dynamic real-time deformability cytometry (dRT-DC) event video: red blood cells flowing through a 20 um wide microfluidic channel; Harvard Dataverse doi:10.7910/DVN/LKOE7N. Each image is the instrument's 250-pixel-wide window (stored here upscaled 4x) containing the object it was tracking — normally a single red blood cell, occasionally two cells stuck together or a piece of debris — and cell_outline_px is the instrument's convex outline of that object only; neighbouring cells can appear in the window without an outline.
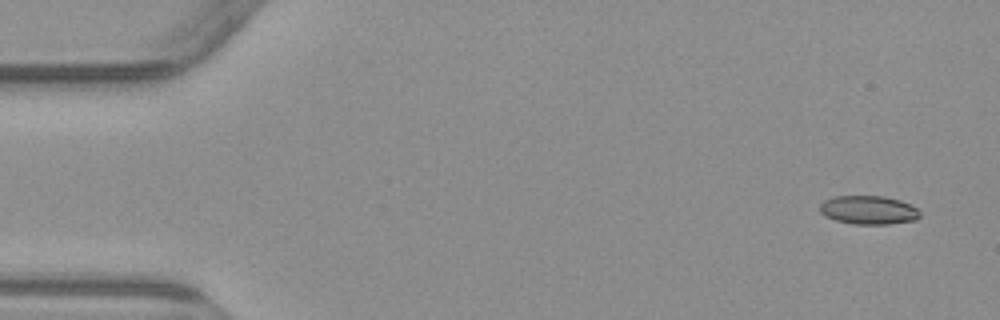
{"species": "common noctule bat (a hibernating species)", "species_latin": "Nyctalus noctula", "temperature_condition": "warm", "stored_images_in_passage": 6, "camera_frame_rate_fps": 3000, "um_per_image_px": 0.085, "animal": {"sex": "male", "body_mass_g": 23.1, "forearm_length_mm": 52.7}, "frame": {"image": 1, "passage_image": 1, "time_ms": 0.0, "image_size_px": [1000, 320], "cell_outline_px": [[920, 216], [916, 220], [888, 224], [852, 224], [836, 220], [824, 216], [820, 212], [820, 204], [824, 200], [832, 196], [884, 196], [900, 200], [916, 208], [920, 212]], "centroid_in_image_um": [73.8, 17.85], "position_along_channel_um": 11.2, "area_um2": 16.76}}
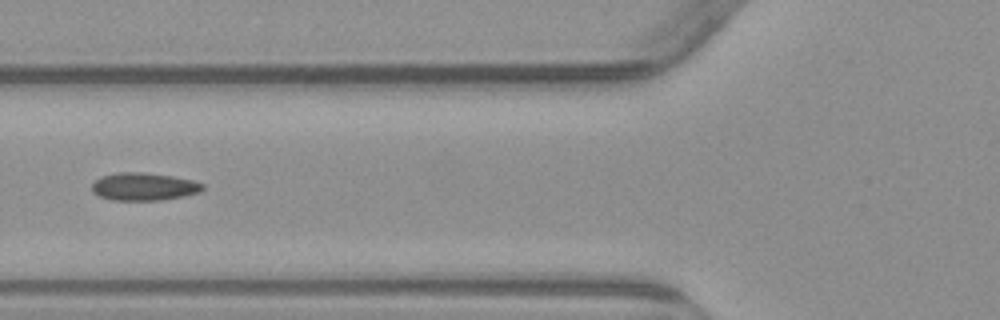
{"frame": {"image": 2, "passage_image": 5, "time_ms": 6.0, "image_size_px": [1000, 320], "cell_outline_px": [[204, 188], [200, 192], [184, 196], [160, 200], [116, 200], [100, 196], [92, 192], [92, 184], [100, 176], [116, 172], [144, 172], [172, 176], [192, 180], [204, 184]], "centroid_in_image_um": [12.23, 15.85], "position_along_channel_um": 113.6, "area_um2": 17.92}}
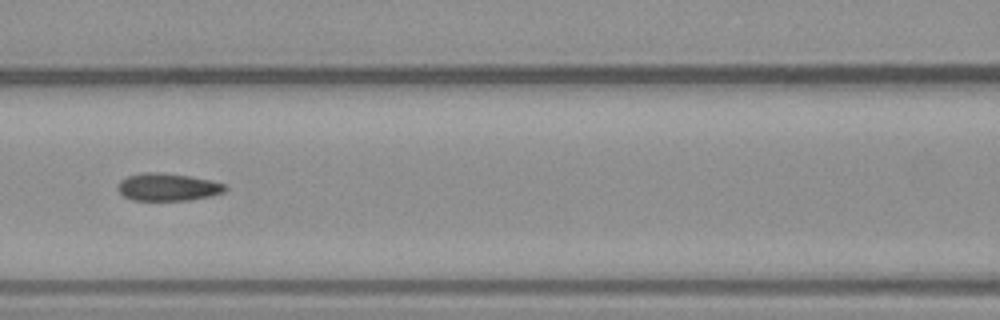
{"frame": {"image": 3, "passage_image": 6, "time_ms": 7.0, "image_size_px": [1000, 320], "cell_outline_px": [[228, 188], [224, 192], [212, 196], [188, 200], [132, 200], [124, 196], [116, 188], [120, 180], [128, 176], [140, 172], [156, 172], [188, 176], [212, 180], [224, 184]], "centroid_in_image_um": [14.26, 15.9], "position_along_channel_um": 152.3, "area_um2": 17.28}}